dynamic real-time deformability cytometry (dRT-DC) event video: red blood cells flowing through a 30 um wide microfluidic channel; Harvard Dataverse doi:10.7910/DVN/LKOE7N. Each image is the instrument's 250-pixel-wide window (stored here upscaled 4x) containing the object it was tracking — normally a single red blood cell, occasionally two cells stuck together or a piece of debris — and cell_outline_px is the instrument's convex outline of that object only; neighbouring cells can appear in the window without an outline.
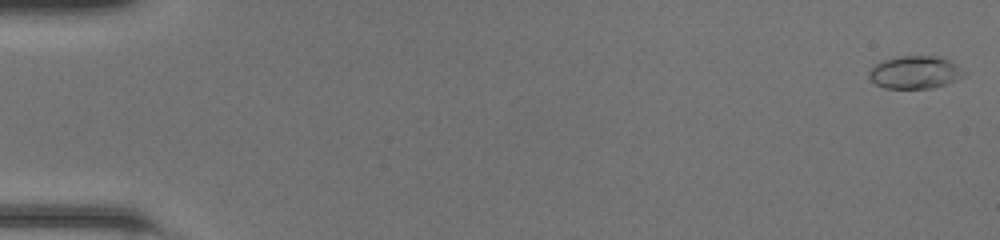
{"species": "common noctule bat (a hibernating species)", "species_latin": "Nyctalus noctula", "temperature_condition": "room temperature", "stored_images_in_passage": 49, "camera_frame_rate_fps": 3000, "um_per_image_px": 0.085, "animal": {"sex": "female", "body_mass_g": 20.0, "forearm_length_mm": 54.0}, "frame": {"image": 1, "passage_image": 1, "time_ms": 0.0, "image_size_px": [1000, 240], "cell_outline_px": [[968, 72], [964, 76], [948, 84], [932, 88], [884, 88], [876, 84], [868, 76], [868, 72], [876, 64], [884, 60], [900, 56], [940, 56], [956, 64]], "centroid_in_image_um": [77.82, 6.15], "position_along_channel_um": 7.2, "area_um2": 18.21}}
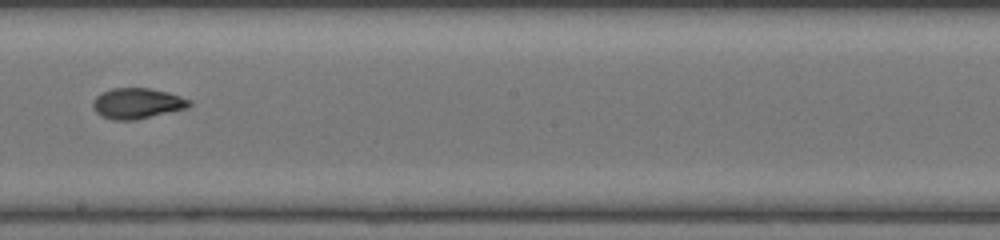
{"frame": {"image": 2, "passage_image": 29, "time_ms": 9.333, "image_size_px": [1000, 240], "cell_outline_px": [[192, 104], [188, 108], [136, 120], [112, 120], [100, 116], [92, 108], [92, 100], [100, 92], [112, 88], [148, 88], [168, 92], [192, 100]], "centroid_in_image_um": [11.64, 8.79], "position_along_channel_um": 236.6, "area_um2": 17.51}}
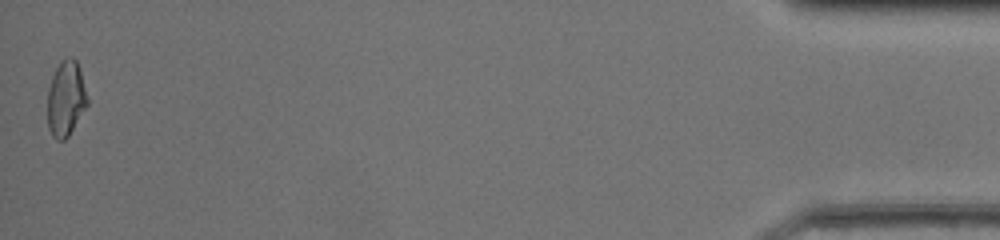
{"frame": {"image": 3, "passage_image": 49, "time_ms": 16.0, "image_size_px": [1000, 240], "cell_outline_px": [[88, 104], [68, 136], [64, 140], [56, 140], [52, 136], [48, 128], [48, 88], [52, 76], [60, 60], [68, 56], [72, 56], [76, 60], [80, 68], [88, 100]], "centroid_in_image_um": [5.6, 8.35], "position_along_channel_um": 429.6, "area_um2": 17.57}, "authors_computed_cell_mechanics": {"area_um2": 17.5134, "velocity_mm_per_s": 4.2942, "shape_relaxation_time_tau1_ms": 3.4861, "shape_relaxation_time_tau2_ms": 2.7232, "deformation_change_tau1": 0.1655, "deformation_change_tau2": 0.084}}